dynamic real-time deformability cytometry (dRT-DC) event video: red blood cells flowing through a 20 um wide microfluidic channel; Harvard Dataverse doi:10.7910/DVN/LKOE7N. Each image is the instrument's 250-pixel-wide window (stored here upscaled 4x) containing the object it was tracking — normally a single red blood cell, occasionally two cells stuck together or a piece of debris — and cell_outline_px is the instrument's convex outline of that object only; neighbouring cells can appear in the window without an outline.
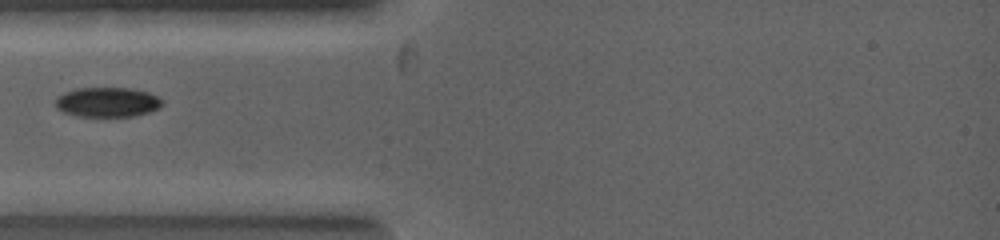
{"species": "common noctule bat (a hibernating species)", "species_latin": "Nyctalus noctula", "temperature_condition": "warm", "stored_images_in_passage": 5, "camera_frame_rate_fps": 5000, "um_per_image_px": 0.085, "animal": {"sex": "female", "body_mass_g": 19.0, "forearm_length_mm": 53.3}, "frame": {"image": 1, "passage_image": 1, "time_ms": 0.0, "image_size_px": [1000, 240], "cell_outline_px": [[164, 104], [160, 108], [136, 116], [76, 116], [64, 112], [56, 108], [56, 100], [60, 96], [68, 92], [80, 88], [128, 88], [148, 92], [156, 96]], "centroid_in_image_um": [9.16, 8.69], "position_along_channel_um": 75.8, "area_um2": 18.21}}